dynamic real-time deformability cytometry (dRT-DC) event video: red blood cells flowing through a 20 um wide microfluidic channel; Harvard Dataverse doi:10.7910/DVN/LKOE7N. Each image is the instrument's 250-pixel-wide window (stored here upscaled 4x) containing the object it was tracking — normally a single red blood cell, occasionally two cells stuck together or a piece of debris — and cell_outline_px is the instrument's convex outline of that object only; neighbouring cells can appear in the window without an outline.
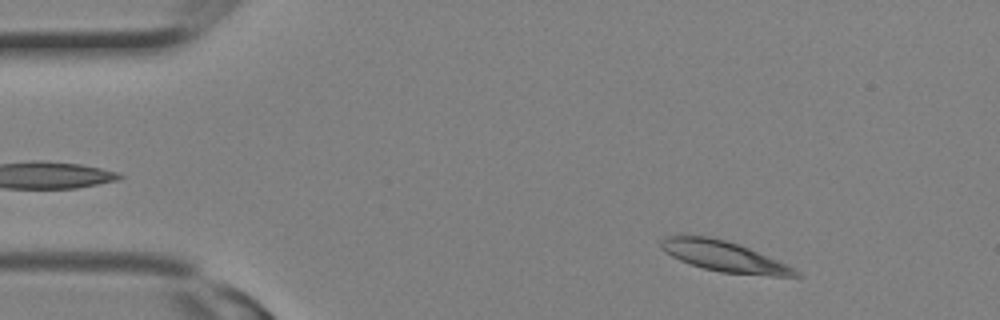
{"species": "Egyptian fruit bat (a non-hibernating species)", "species_latin": "Rousettus aegyptiacus", "temperature_condition": "room temperature", "stored_images_in_passage": 2, "camera_frame_rate_fps": 3000, "um_per_image_px": 0.085, "animal": {"sex": "female"}, "frame": {"image": 1, "passage_image": 2, "time_ms": 0.333, "image_size_px": [1000, 320], "cell_outline_px": [[804, 276], [772, 276], [720, 272], [704, 268], [680, 260], [664, 252], [660, 248], [660, 240], [664, 236], [708, 236], [740, 244], [796, 268]], "centroid_in_image_um": [61.57, 21.8], "position_along_channel_um": 23.4, "area_um2": 23.87}}